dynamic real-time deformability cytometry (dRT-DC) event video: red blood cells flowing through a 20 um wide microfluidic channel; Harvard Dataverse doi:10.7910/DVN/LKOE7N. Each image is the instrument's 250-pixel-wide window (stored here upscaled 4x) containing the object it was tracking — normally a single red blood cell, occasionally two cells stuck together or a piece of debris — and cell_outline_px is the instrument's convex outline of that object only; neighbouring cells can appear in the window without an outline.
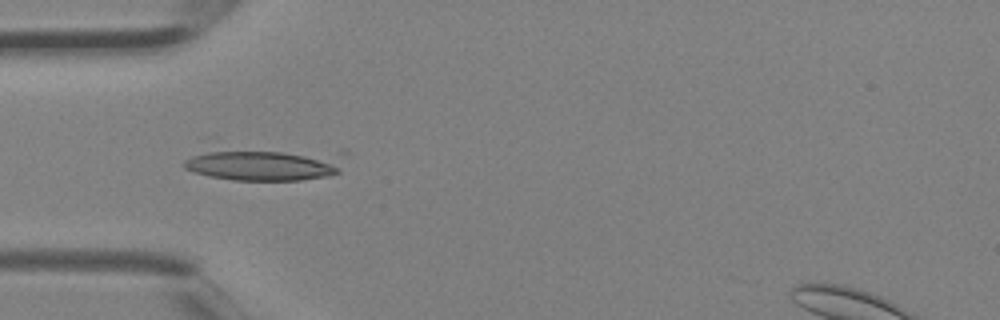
{"species": "Egyptian fruit bat (a non-hibernating species)", "species_latin": "Rousettus aegyptiacus", "temperature_condition": "room temperature", "stored_images_in_passage": 4, "camera_frame_rate_fps": 3000, "um_per_image_px": 0.085, "animal": {"sex": "female"}, "frame": {"image": 1, "passage_image": 4, "time_ms": 1.0, "image_size_px": [1000, 320], "cell_outline_px": [[348, 152], [340, 172], [328, 176], [300, 180], [232, 180], [208, 176], [192, 172], [184, 168], [180, 164], [184, 160], [192, 156], [208, 152], [344, 148]], "centroid_in_image_um": [22.81, 13.96], "position_along_channel_um": 62.2, "area_um2": 31.15}}